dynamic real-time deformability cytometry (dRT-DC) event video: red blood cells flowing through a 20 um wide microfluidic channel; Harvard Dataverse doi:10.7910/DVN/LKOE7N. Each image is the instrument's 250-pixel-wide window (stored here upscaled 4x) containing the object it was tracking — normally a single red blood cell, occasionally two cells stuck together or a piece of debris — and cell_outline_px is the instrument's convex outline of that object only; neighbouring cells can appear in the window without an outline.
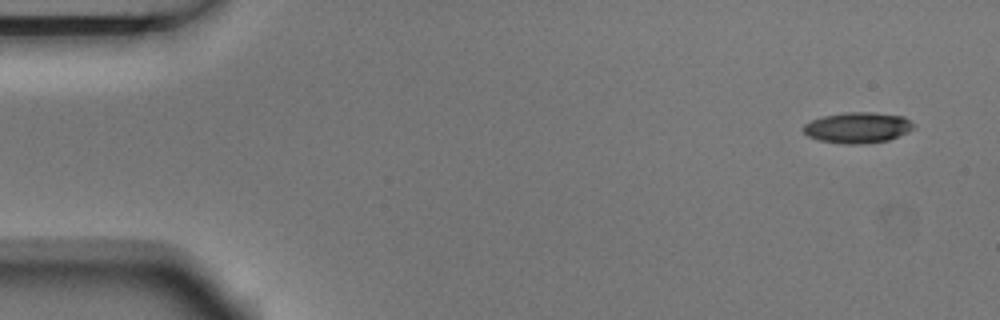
{"species": "Egyptian fruit bat (a non-hibernating species)", "species_latin": "Rousettus aegyptiacus", "temperature_condition": "room temperature", "stored_images_in_passage": 6, "camera_frame_rate_fps": 3000, "um_per_image_px": 0.085, "animal": {"sex": "male"}, "frame": {"image": 1, "passage_image": 1, "time_ms": 0.0, "image_size_px": [1000, 320], "cell_outline_px": [[916, 128], [908, 132], [888, 140], [860, 144], [844, 144], [820, 140], [808, 136], [804, 132], [804, 124], [812, 120], [824, 116], [848, 112], [872, 112], [904, 116], [916, 124]], "centroid_in_image_um": [72.96, 10.84], "position_along_channel_um": 12.0, "area_um2": 19.77}}
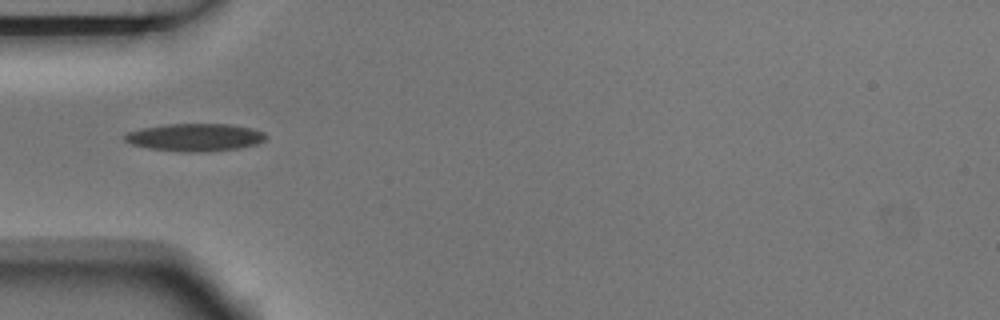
{"frame": {"image": 2, "passage_image": 5, "time_ms": 1.333, "image_size_px": [1000, 320], "cell_outline_px": [[268, 136], [264, 140], [256, 144], [240, 148], [204, 152], [180, 152], [148, 148], [132, 144], [124, 140], [124, 136], [128, 132], [140, 128], [168, 124], [228, 124], [252, 128], [264, 132]], "centroid_in_image_um": [16.58, 11.68], "position_along_channel_um": 68.4, "area_um2": 22.83}}
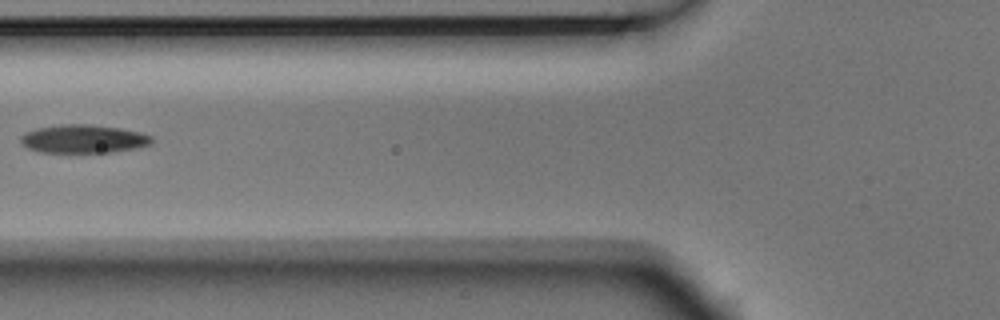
{"frame": {"image": 3, "passage_image": 6, "time_ms": 1.667, "image_size_px": [1000, 320], "cell_outline_px": [[152, 144], [140, 148], [112, 152], [40, 152], [28, 148], [20, 144], [20, 136], [24, 132], [36, 128], [64, 124], [88, 124], [116, 128], [140, 132], [152, 136]], "centroid_in_image_um": [7.08, 11.81], "position_along_channel_um": 118.7, "area_um2": 21.73}}